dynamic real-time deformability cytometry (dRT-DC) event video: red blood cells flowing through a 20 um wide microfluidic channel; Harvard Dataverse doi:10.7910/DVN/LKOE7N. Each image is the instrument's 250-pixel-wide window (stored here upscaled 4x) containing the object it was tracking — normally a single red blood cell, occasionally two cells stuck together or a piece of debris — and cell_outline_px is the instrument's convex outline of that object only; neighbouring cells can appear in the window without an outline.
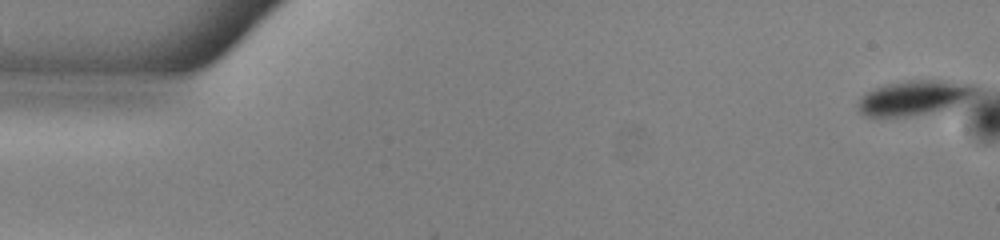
{"species": "common noctule bat (a hibernating species)", "species_latin": "Nyctalus noctula", "temperature_condition": "warm", "stored_images_in_passage": 49, "camera_frame_rate_fps": 3000, "um_per_image_px": 0.085, "animal": {"sex": "male", "body_mass_g": 13.0, "forearm_length_mm": 53.1}, "frame": {"image": 1, "passage_image": 1, "time_ms": 0.0, "image_size_px": [1000, 240], "cell_outline_px": [[976, 92], [952, 108], [904, 116], [868, 116], [860, 112], [860, 96], [864, 92], [888, 84], [908, 80], [976, 80]], "centroid_in_image_um": [77.81, 8.26], "position_along_channel_um": 7.2, "area_um2": 23.81}}
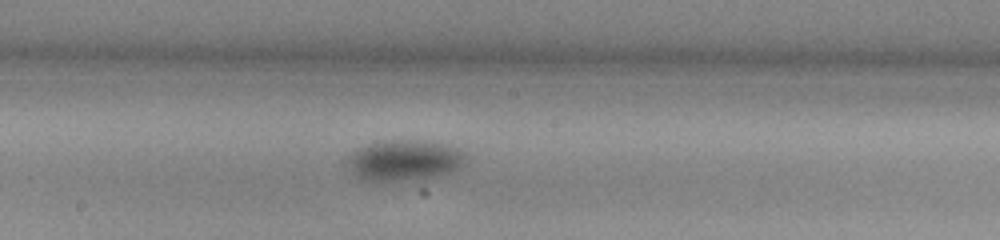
{"frame": {"image": 2, "passage_image": 28, "time_ms": 9.0, "image_size_px": [1000, 240], "cell_outline_px": [[468, 160], [460, 168], [448, 172], [416, 180], [364, 180], [356, 176], [344, 164], [348, 156], [352, 152], [368, 144], [384, 140], [420, 140], [448, 144], [464, 152], [468, 156]], "centroid_in_image_um": [34.37, 13.61], "position_along_channel_um": 213.8, "area_um2": 28.26}}
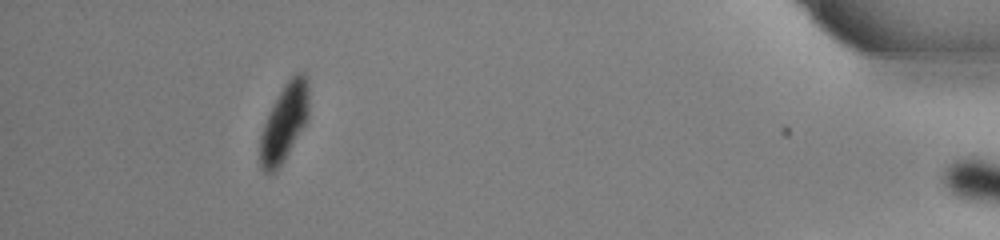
{"frame": {"image": 3, "passage_image": 48, "time_ms": 15.667, "image_size_px": [1000, 240], "cell_outline_px": [[308, 120], [284, 160], [272, 172], [264, 172], [260, 164], [260, 136], [268, 112], [284, 84], [296, 72], [304, 72], [308, 76]], "centroid_in_image_um": [24.18, 10.36], "position_along_channel_um": 411.0, "area_um2": 21.91}, "authors_computed_cell_mechanics": {"area_um2": 27.0504, "velocity_mm_per_s": 3.9141, "shape_relaxation_time_tau1_ms": 1.7416, "shape_relaxation_time_tau2_ms": null, "deformation_change_tau1": 0.0785, "deformation_change_tau2": null}}